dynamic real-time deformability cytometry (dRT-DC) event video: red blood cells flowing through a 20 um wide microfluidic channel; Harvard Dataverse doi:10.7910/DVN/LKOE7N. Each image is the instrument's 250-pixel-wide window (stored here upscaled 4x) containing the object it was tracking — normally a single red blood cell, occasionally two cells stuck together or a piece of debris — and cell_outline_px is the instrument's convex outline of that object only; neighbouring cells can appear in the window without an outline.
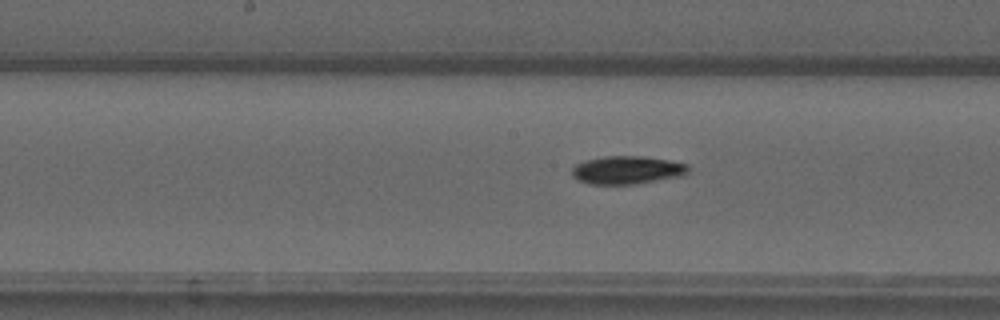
{"species": "common noctule bat (a hibernating species)", "species_latin": "Nyctalus noctula", "temperature_condition": "warm", "stored_images_in_passage": 54, "camera_frame_rate_fps": 3000, "um_per_image_px": 0.085, "animal": {"sex": "male", "forearm_length_mm": 52.5}, "frame": {"image": 1, "passage_image": 27, "time_ms": 8.667, "image_size_px": [1000, 320], "cell_outline_px": [[688, 172], [684, 176], [632, 184], [588, 184], [576, 180], [572, 176], [572, 168], [576, 164], [584, 160], [604, 156], [640, 156], [668, 160], [688, 164]], "centroid_in_image_um": [53.27, 14.45], "position_along_channel_um": 194.9, "area_um2": 19.13}}
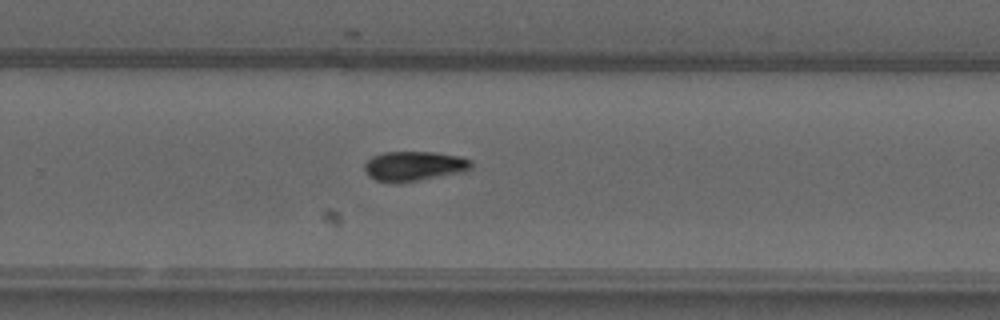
{"frame": {"image": 2, "passage_image": 35, "time_ms": 11.333, "image_size_px": [1000, 320], "cell_outline_px": [[472, 168], [464, 172], [400, 184], [396, 184], [376, 180], [368, 176], [364, 172], [364, 164], [372, 156], [384, 152], [432, 152], [460, 156], [472, 160]], "centroid_in_image_um": [35.19, 14.14], "position_along_channel_um": 294.6, "area_um2": 18.9}}
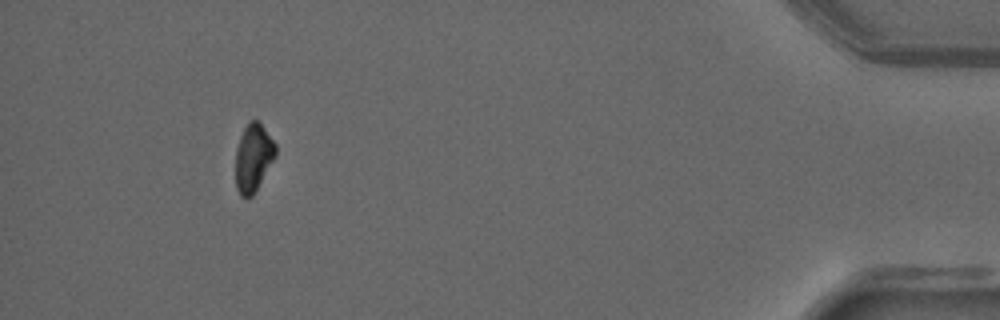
{"frame": {"image": 3, "passage_image": 50, "time_ms": 16.333, "image_size_px": [1000, 320], "cell_outline_px": [[276, 156], [252, 196], [248, 200], [240, 196], [236, 188], [236, 148], [240, 136], [248, 120], [256, 120], [264, 128], [276, 144]], "centroid_in_image_um": [21.52, 13.42], "position_along_channel_um": 413.7, "area_um2": 15.84}, "authors_computed_cell_mechanics": {"area_um2": 17.6868, "velocity_mm_per_s": 3.7617, "shape_relaxation_time_tau1_ms": 6.7696, "shape_relaxation_time_tau2_ms": null, "deformation_change_tau1": 0.1869, "deformation_change_tau2": null}}